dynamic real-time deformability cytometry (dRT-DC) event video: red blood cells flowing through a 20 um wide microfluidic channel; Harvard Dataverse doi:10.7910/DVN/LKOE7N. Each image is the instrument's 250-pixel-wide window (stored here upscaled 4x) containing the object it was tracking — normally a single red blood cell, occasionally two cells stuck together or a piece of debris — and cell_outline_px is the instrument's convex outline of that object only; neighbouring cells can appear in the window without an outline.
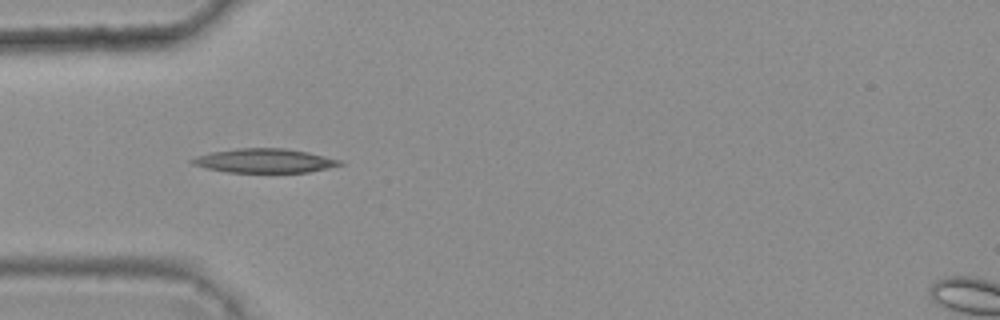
{"species": "common noctule bat (a hibernating species)", "species_latin": "Nyctalus noctula", "temperature_condition": "warm", "stored_images_in_passage": 3, "camera_frame_rate_fps": 3000, "um_per_image_px": 0.085, "animal": {"sex": "female", "body_mass_g": 25.1}, "frame": {"image": 1, "passage_image": 3, "time_ms": 0.667, "image_size_px": [1000, 320], "cell_outline_px": [[344, 164], [308, 172], [228, 172], [208, 168], [192, 164], [188, 160], [196, 156], [212, 152], [240, 148], [284, 148], [308, 152], [340, 160]], "centroid_in_image_um": [22.46, 13.66], "position_along_channel_um": 62.5, "area_um2": 20.46}}